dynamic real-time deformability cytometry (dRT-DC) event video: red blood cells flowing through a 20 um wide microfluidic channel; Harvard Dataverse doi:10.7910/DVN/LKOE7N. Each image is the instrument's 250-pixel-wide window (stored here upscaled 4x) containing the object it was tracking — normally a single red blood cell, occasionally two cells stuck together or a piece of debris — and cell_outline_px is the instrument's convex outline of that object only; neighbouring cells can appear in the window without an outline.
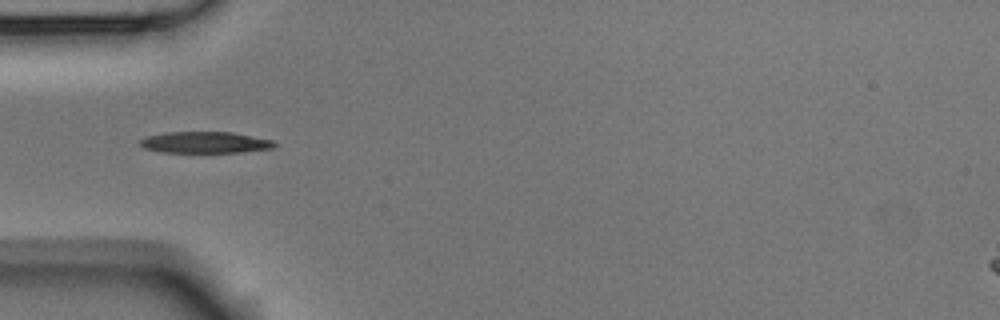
{"species": "Egyptian fruit bat (a non-hibernating species)", "species_latin": "Rousettus aegyptiacus", "temperature_condition": "room temperature", "stored_images_in_passage": 9, "camera_frame_rate_fps": 3000, "um_per_image_px": 0.085, "animal": {"sex": "male"}, "frame": {"image": 1, "passage_image": 4, "time_ms": 1.0, "image_size_px": [1000, 320], "cell_outline_px": [[276, 144], [272, 148], [240, 152], [164, 152], [144, 148], [136, 140], [144, 136], [164, 132], [232, 132], [272, 140]], "centroid_in_image_um": [17.35, 12.09], "position_along_channel_um": 67.7, "area_um2": 16.76}}
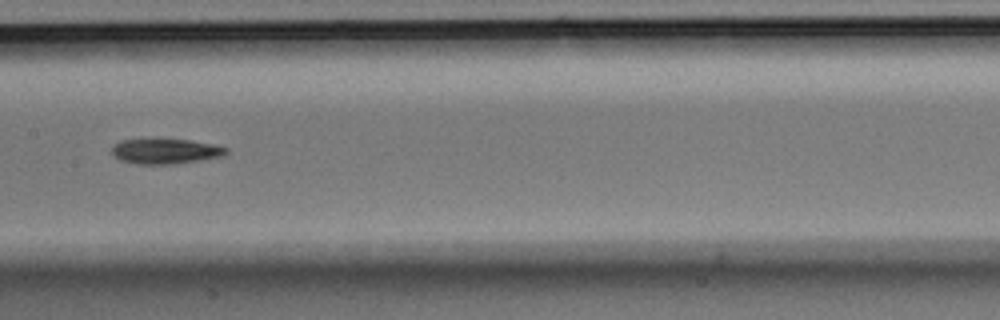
{"frame": {"image": 2, "passage_image": 7, "time_ms": 2.0, "image_size_px": [1000, 320], "cell_outline_px": [[228, 152], [224, 156], [176, 164], [136, 164], [120, 160], [112, 152], [112, 144], [120, 140], [188, 140], [212, 144], [228, 148]], "centroid_in_image_um": [14.07, 12.87], "position_along_channel_um": 193.3, "area_um2": 16.59}}
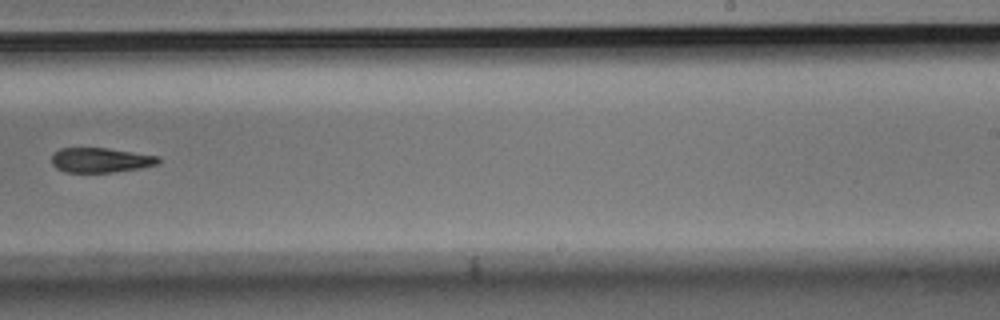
{"frame": {"image": 3, "passage_image": 9, "time_ms": 2.667, "image_size_px": [1000, 320], "cell_outline_px": [[160, 164], [140, 168], [112, 172], [68, 172], [56, 168], [52, 164], [52, 156], [60, 148], [108, 148], [160, 156]], "centroid_in_image_um": [8.59, 13.6], "position_along_channel_um": 280.4, "area_um2": 15.37}}